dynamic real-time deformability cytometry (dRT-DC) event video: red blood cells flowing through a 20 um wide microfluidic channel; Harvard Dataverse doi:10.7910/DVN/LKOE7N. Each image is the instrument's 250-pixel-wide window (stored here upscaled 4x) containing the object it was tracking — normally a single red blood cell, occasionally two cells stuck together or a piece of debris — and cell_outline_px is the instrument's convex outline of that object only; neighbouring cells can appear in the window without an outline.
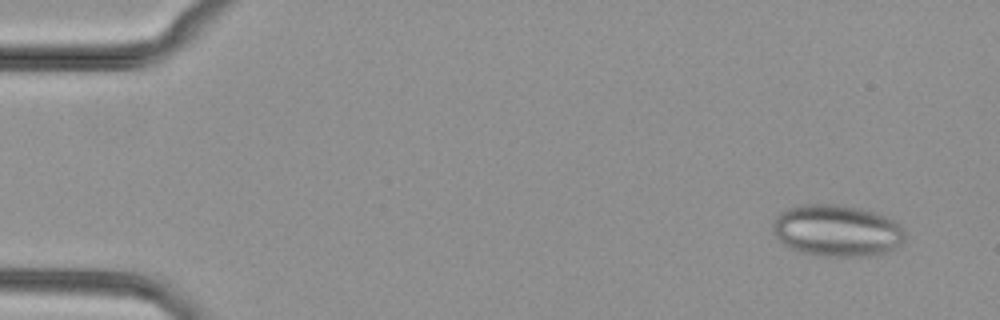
{"species": "common noctule bat (a hibernating species)", "species_latin": "Nyctalus noctula", "temperature_condition": "cold", "stored_images_in_passage": 50, "camera_frame_rate_fps": 3000, "um_per_image_px": 0.085, "animal": {"sex": "female", "body_mass_g": 29.2, "forearm_length_mm": 56.3}, "frame": {"image": 1, "passage_image": 4, "time_ms": 1.0, "image_size_px": [1000, 320], "cell_outline_px": [[904, 240], [896, 248], [880, 256], [820, 256], [800, 252], [784, 244], [772, 232], [772, 220], [780, 212], [788, 208], [800, 204], [836, 204], [860, 208], [876, 212], [900, 224], [904, 228]], "centroid_in_image_um": [71.14, 19.61], "position_along_channel_um": 13.9, "area_um2": 40.34}}
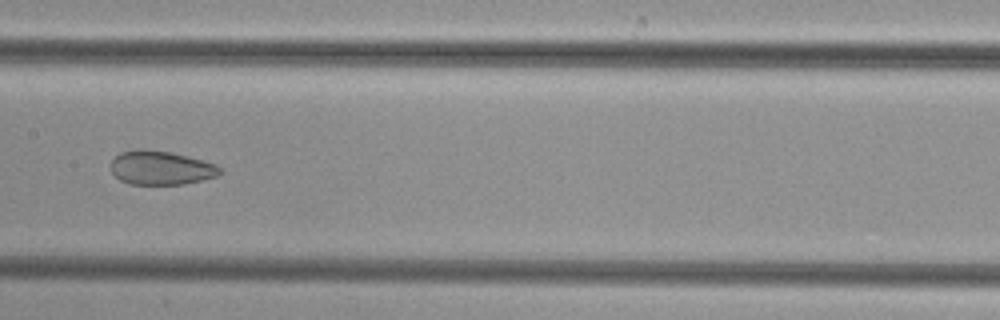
{"frame": {"image": 2, "passage_image": 26, "time_ms": 8.333, "image_size_px": [1000, 320], "cell_outline_px": [[224, 172], [216, 176], [204, 180], [184, 184], [128, 184], [120, 180], [112, 172], [112, 160], [120, 152], [140, 148], [144, 148], [168, 152], [216, 164]], "centroid_in_image_um": [13.68, 14.27], "position_along_channel_um": 193.7, "area_um2": 21.44}}
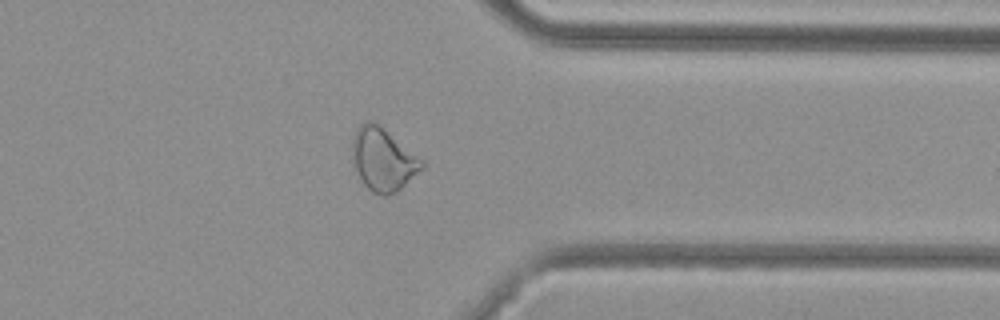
{"frame": {"image": 3, "passage_image": 40, "time_ms": 13.0, "image_size_px": [1000, 320], "cell_outline_px": [[424, 168], [396, 192], [388, 196], [384, 196], [372, 192], [364, 184], [356, 168], [352, 156], [352, 140], [356, 128], [360, 124], [368, 120], [384, 128], [424, 160]], "centroid_in_image_um": [32.58, 13.55], "position_along_channel_um": 378.8, "area_um2": 25.32}}